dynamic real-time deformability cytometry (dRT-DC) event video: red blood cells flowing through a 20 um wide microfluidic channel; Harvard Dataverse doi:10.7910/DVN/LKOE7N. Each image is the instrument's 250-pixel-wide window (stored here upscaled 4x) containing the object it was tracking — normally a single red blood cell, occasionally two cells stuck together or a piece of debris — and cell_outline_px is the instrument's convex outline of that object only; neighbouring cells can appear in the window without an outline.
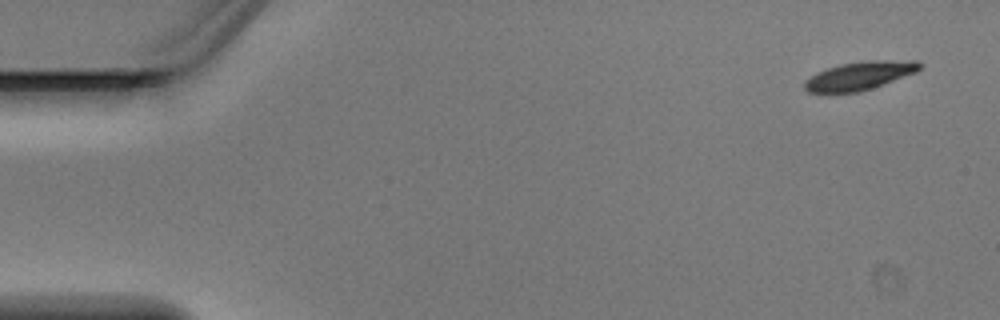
{"species": "Egyptian fruit bat (a non-hibernating species)", "species_latin": "Rousettus aegyptiacus", "temperature_condition": "warm", "stored_images_in_passage": 4, "camera_frame_rate_fps": 3000, "um_per_image_px": 0.085, "animal": {"sex": "male"}, "frame": {"image": 1, "passage_image": 1, "time_ms": 0.0, "image_size_px": [1000, 320], "cell_outline_px": [[924, 64], [916, 72], [872, 88], [860, 92], [808, 92], [804, 88], [804, 84], [812, 76], [828, 68], [844, 64], [872, 60], [916, 60]], "centroid_in_image_um": [73.15, 6.43], "position_along_channel_um": 11.9, "area_um2": 18.55}}
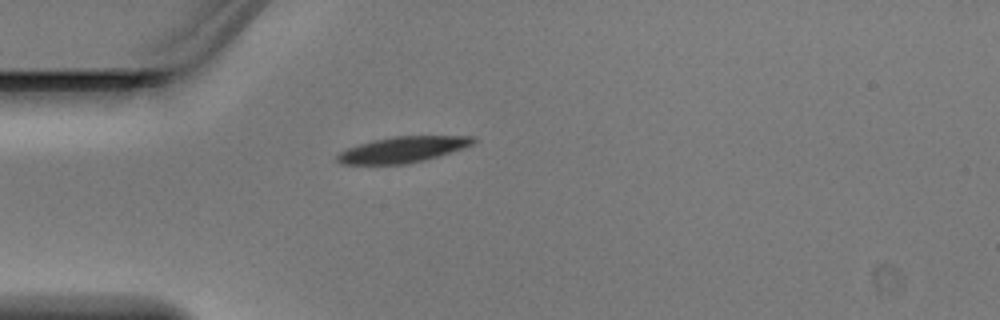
{"frame": {"image": 2, "passage_image": 4, "time_ms": 1.0, "image_size_px": [1000, 320], "cell_outline_px": [[476, 140], [472, 144], [424, 160], [404, 164], [340, 164], [336, 160], [336, 156], [340, 152], [348, 148], [372, 140], [392, 136], [476, 136]], "centroid_in_image_um": [34.18, 12.71], "position_along_channel_um": 50.8, "area_um2": 20.17}}